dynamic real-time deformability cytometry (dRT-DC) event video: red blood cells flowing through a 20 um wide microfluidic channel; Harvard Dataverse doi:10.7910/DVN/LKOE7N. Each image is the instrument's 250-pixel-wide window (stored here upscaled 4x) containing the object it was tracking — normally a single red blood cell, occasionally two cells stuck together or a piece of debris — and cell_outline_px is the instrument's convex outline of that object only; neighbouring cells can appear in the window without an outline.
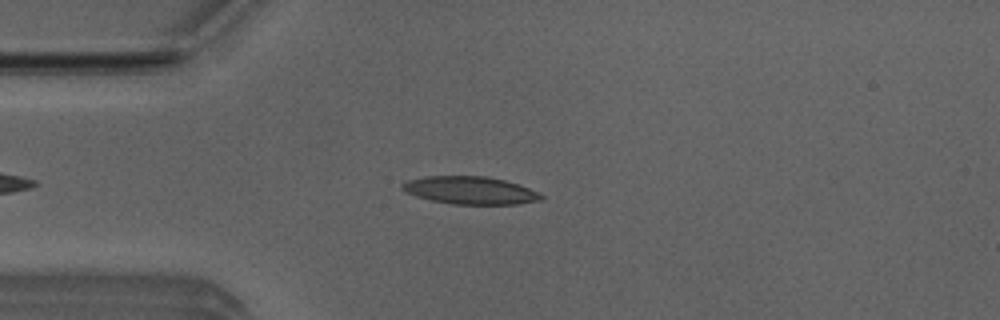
{"species": "Egyptian fruit bat (a non-hibernating species)", "species_latin": "Rousettus aegyptiacus", "temperature_condition": "room temperature", "stored_images_in_passage": 3, "camera_frame_rate_fps": 3000, "um_per_image_px": 0.085, "animal": {"sex": "male"}, "frame": {"image": 1, "passage_image": 3, "time_ms": 0.667, "image_size_px": [1000, 320], "cell_outline_px": [[544, 200], [516, 204], [452, 204], [432, 200], [416, 196], [400, 188], [400, 184], [408, 180], [424, 176], [488, 176], [520, 184], [540, 192], [544, 196]], "centroid_in_image_um": [40.01, 16.17], "position_along_channel_um": 45.0, "area_um2": 22.6}}